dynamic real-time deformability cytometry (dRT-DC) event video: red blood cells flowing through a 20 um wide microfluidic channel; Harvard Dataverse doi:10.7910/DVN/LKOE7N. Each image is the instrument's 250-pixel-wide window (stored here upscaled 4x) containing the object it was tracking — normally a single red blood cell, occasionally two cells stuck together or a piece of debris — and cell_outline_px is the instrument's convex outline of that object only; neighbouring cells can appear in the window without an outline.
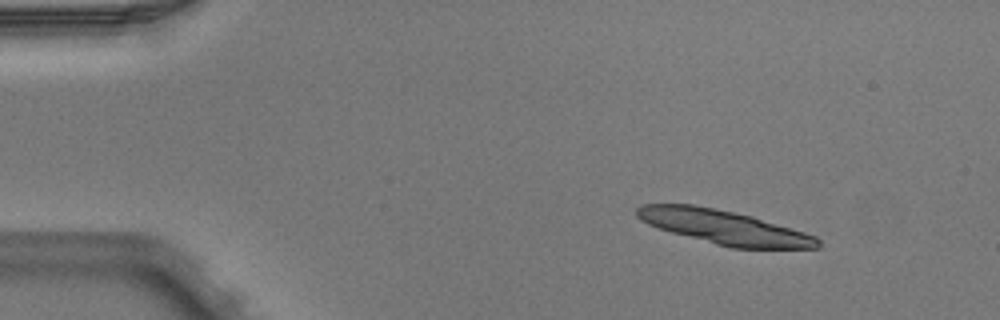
{"species": "Egyptian fruit bat (a non-hibernating species)", "species_latin": "Rousettus aegyptiacus", "temperature_condition": "warm", "stored_images_in_passage": 3, "camera_frame_rate_fps": 3000, "um_per_image_px": 0.085, "animal": {"sex": "male"}, "frame": {"image": 1, "passage_image": 1, "time_ms": 0.0, "image_size_px": [1000, 320], "cell_outline_px": [[820, 248], [732, 248], [716, 244], [672, 232], [648, 224], [640, 220], [636, 216], [636, 208], [640, 204], [692, 204], [716, 208], [752, 216], [804, 232], [816, 236], [820, 240]], "centroid_in_image_um": [61.54, 19.3], "position_along_channel_um": 23.5, "area_um2": 35.66}}